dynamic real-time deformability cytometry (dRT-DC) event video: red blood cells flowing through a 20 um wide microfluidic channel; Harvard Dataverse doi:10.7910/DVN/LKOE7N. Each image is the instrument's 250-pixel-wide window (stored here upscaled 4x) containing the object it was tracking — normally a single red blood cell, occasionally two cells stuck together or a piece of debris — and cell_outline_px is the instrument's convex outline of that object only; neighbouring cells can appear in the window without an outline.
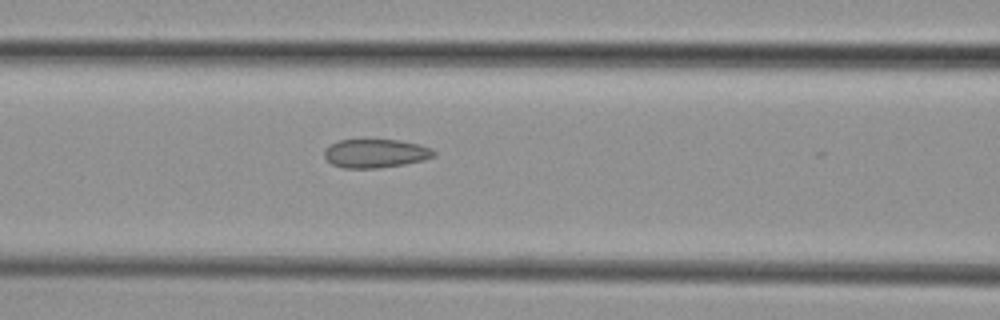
{"species": "common noctule bat (a hibernating species)", "species_latin": "Nyctalus noctula", "temperature_condition": "cold", "stored_images_in_passage": 7, "camera_frame_rate_fps": 3000, "um_per_image_px": 0.085, "animal": {"sex": "female", "body_mass_g": 29.2, "forearm_length_mm": 56.3}, "frame": {"image": 1, "passage_image": 7, "time_ms": 7.0, "image_size_px": [1000, 320], "cell_outline_px": [[436, 156], [424, 160], [404, 164], [380, 168], [344, 168], [332, 164], [324, 156], [324, 148], [340, 140], [400, 140], [420, 144], [432, 148], [436, 152]], "centroid_in_image_um": [31.96, 13.04], "position_along_channel_um": 134.6, "area_um2": 18.38}}